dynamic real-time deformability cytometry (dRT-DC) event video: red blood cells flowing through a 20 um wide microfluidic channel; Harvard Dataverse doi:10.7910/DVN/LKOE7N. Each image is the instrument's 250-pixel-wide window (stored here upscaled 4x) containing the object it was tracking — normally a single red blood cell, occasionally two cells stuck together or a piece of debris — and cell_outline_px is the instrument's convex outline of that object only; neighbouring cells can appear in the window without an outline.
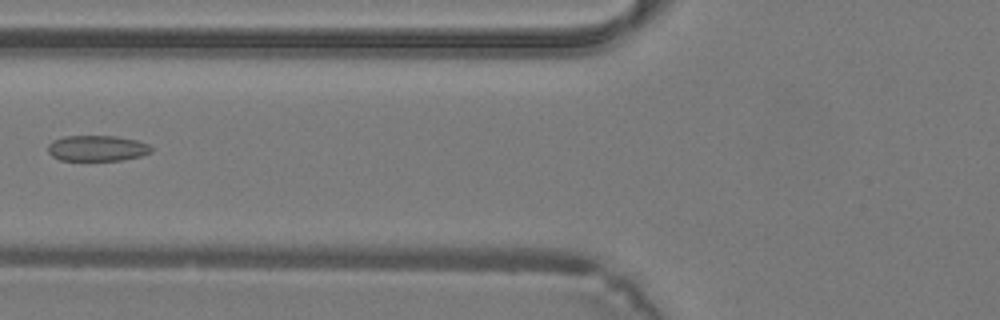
{"species": "common noctule bat (a hibernating species)", "species_latin": "Nyctalus noctula", "temperature_condition": "warm", "stored_images_in_passage": 29, "camera_frame_rate_fps": 3000, "um_per_image_px": 0.085, "animal": {"sex": "male", "body_mass_g": 19.2, "forearm_length_mm": 51.8}, "frame": {"image": 1, "passage_image": 6, "time_ms": 1.667, "image_size_px": [1000, 320], "cell_outline_px": [[152, 152], [140, 156], [120, 160], [60, 160], [52, 156], [48, 152], [48, 144], [52, 140], [64, 136], [116, 136], [136, 140], [148, 144], [152, 148]], "centroid_in_image_um": [8.23, 12.59], "position_along_channel_um": 117.6, "area_um2": 15.49}}
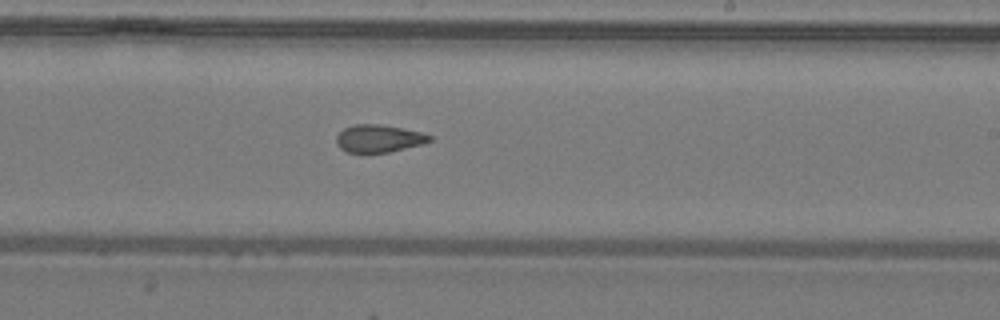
{"frame": {"image": 2, "passage_image": 14, "time_ms": 4.333, "image_size_px": [1000, 320], "cell_outline_px": [[432, 140], [424, 144], [388, 152], [348, 152], [340, 148], [336, 144], [336, 136], [344, 128], [352, 124], [380, 124], [420, 132], [432, 136]], "centroid_in_image_um": [32.18, 11.77], "position_along_channel_um": 256.8, "area_um2": 14.91}}
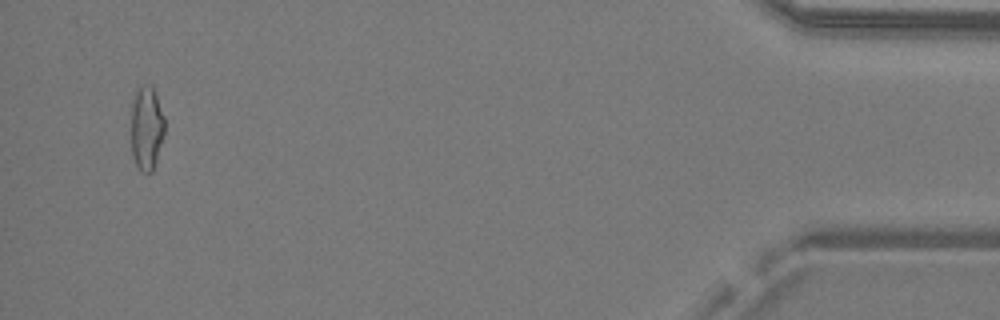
{"frame": {"image": 3, "passage_image": 28, "time_ms": 9.0, "image_size_px": [1000, 320], "cell_outline_px": [[164, 132], [156, 160], [152, 172], [140, 172], [132, 156], [132, 104], [136, 92], [140, 88], [148, 84], [152, 88], [156, 96], [164, 116]], "centroid_in_image_um": [12.45, 10.93], "position_along_channel_um": 422.7, "area_um2": 15.95}}